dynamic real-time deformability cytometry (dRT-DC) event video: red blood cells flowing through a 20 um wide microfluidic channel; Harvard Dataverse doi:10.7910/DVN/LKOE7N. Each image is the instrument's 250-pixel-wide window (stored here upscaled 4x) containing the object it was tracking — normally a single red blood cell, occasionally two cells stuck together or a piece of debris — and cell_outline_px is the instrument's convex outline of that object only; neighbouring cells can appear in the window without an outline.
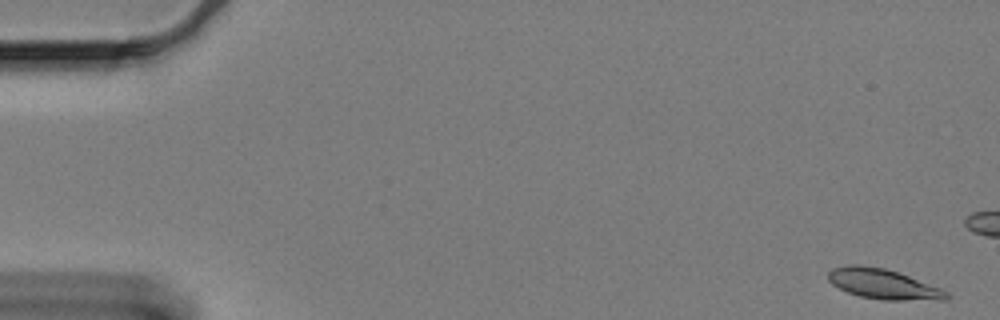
{"species": "Egyptian fruit bat (a non-hibernating species)", "species_latin": "Rousettus aegyptiacus", "temperature_condition": "cold", "stored_images_in_passage": 18, "camera_frame_rate_fps": 3000, "um_per_image_px": 0.085, "animal": {"sex": "female"}, "frame": {"image": 1, "passage_image": 1, "time_ms": 0.0, "image_size_px": [1000, 320], "cell_outline_px": [[948, 300], [884, 300], [860, 296], [848, 292], [832, 284], [828, 280], [828, 272], [832, 268], [848, 264], [856, 264], [884, 268], [944, 288], [948, 292]], "centroid_in_image_um": [75.09, 24.14], "position_along_channel_um": 9.9, "area_um2": 20.81}}